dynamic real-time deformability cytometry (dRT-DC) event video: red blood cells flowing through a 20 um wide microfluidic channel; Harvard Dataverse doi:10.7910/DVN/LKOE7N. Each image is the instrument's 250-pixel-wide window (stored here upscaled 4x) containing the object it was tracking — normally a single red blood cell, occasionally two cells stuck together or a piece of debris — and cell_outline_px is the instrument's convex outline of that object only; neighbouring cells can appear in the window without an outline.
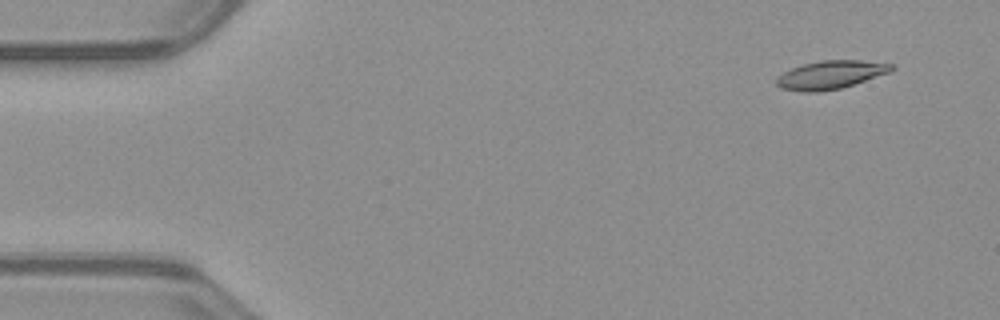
{"species": "common noctule bat (a hibernating species)", "species_latin": "Nyctalus noctula", "temperature_condition": "warm", "stored_images_in_passage": 52, "camera_frame_rate_fps": 3000, "um_per_image_px": 0.085, "animal": {"sex": "male", "body_mass_g": 23.1, "forearm_length_mm": 52.7}, "frame": {"image": 1, "passage_image": 4, "time_ms": 1.0, "image_size_px": [1000, 320], "cell_outline_px": [[896, 68], [888, 72], [840, 88], [820, 92], [804, 92], [780, 88], [776, 84], [776, 80], [784, 72], [792, 68], [804, 64], [820, 60], [860, 60], [896, 64]], "centroid_in_image_um": [70.6, 6.35], "position_along_channel_um": 14.4, "area_um2": 18.73}}
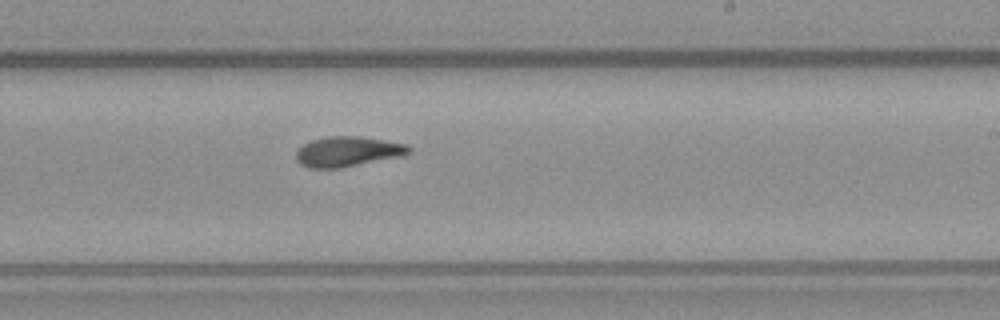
{"frame": {"image": 2, "passage_image": 31, "time_ms": 10.0, "image_size_px": [1000, 320], "cell_outline_px": [[412, 152], [400, 156], [340, 168], [308, 168], [300, 164], [296, 160], [296, 152], [304, 144], [312, 140], [328, 136], [356, 136], [384, 140], [408, 144], [412, 148]], "centroid_in_image_um": [29.56, 12.88], "position_along_channel_um": 259.4, "area_um2": 19.71}}
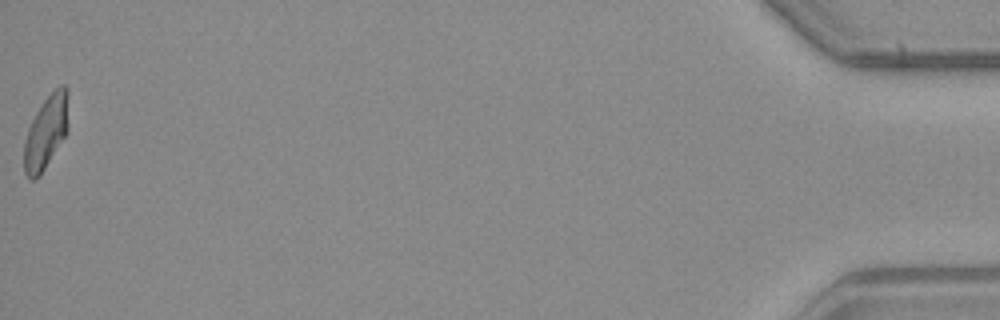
{"frame": {"image": 3, "passage_image": 52, "time_ms": 17.0, "image_size_px": [1000, 320], "cell_outline_px": [[68, 132], [40, 176], [32, 180], [28, 180], [24, 172], [24, 140], [28, 128], [36, 112], [44, 100], [60, 84], [64, 84], [68, 88]], "centroid_in_image_um": [3.92, 11.24], "position_along_channel_um": 431.3, "area_um2": 19.25}, "authors_computed_cell_mechanics": {"area_um2": 19.1318, "velocity_mm_per_s": 3.9939, "shape_relaxation_time_tau1_ms": 8.5346, "shape_relaxation_time_tau2_ms": 3.3067, "deformation_change_tau1": 0.2556, "deformation_change_tau2": 0.114}}